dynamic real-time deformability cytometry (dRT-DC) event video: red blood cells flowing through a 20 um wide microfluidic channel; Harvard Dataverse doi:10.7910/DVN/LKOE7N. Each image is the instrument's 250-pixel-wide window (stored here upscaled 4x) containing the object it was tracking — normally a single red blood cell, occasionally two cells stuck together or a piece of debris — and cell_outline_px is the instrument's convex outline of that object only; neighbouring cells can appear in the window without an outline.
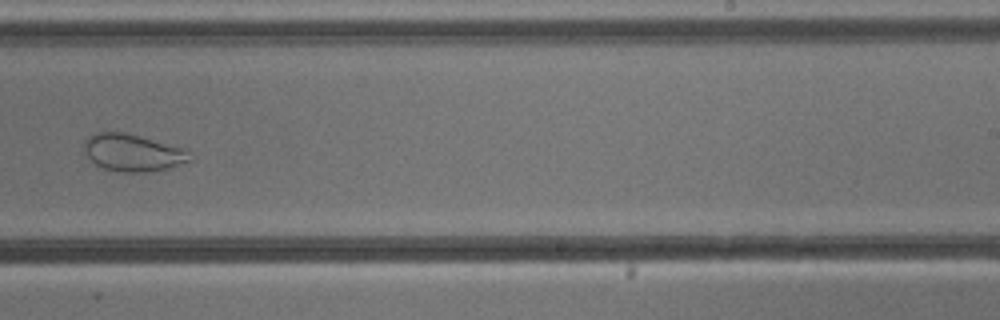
{"species": "common noctule bat (a hibernating species)", "species_latin": "Nyctalus noctula", "temperature_condition": "cold", "stored_images_in_passage": 9, "camera_frame_rate_fps": 3000, "um_per_image_px": 0.085, "animal": {"sex": "male", "body_mass_g": 13.3}, "frame": {"image": 1, "passage_image": 9, "time_ms": 10.333, "image_size_px": [1000, 320], "cell_outline_px": [[196, 156], [192, 160], [168, 168], [144, 172], [120, 172], [104, 168], [96, 164], [84, 152], [84, 140], [92, 132], [124, 132], [184, 148], [192, 152]], "centroid_in_image_um": [11.31, 12.97], "position_along_channel_um": 277.7, "area_um2": 23.06}}